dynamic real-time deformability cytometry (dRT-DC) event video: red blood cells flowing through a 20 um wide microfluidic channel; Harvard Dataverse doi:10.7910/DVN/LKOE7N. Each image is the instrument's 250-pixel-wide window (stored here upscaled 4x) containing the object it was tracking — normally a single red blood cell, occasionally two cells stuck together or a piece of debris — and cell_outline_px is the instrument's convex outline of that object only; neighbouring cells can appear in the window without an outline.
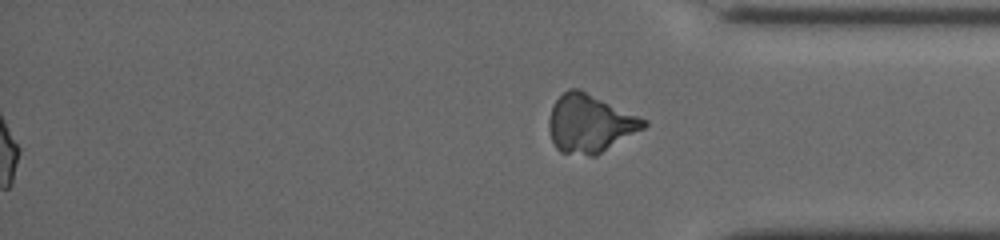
{"species": "common noctule bat (a hibernating species)", "species_latin": "Nyctalus noctula", "temperature_condition": "cold", "stored_images_in_passage": 54, "segment_of_instrument_passage": [2, 2], "camera_frame_rate_fps": 3000, "um_per_image_px": 0.085, "animal": {"sex": "female", "body_mass_g": 19.5, "forearm_length_mm": 54.1}, "frame": {"image": 1, "passage_image": 54, "time_ms": 18.333, "image_size_px": [1000, 240], "cell_outline_px": [[648, 124], [644, 128], [596, 156], [588, 156], [560, 152], [556, 148], [552, 140], [548, 128], [548, 120], [552, 104], [568, 88], [580, 88], [648, 120]], "centroid_in_image_um": [50.13, 10.49], "position_along_channel_um": 385.1, "area_um2": 32.37}}